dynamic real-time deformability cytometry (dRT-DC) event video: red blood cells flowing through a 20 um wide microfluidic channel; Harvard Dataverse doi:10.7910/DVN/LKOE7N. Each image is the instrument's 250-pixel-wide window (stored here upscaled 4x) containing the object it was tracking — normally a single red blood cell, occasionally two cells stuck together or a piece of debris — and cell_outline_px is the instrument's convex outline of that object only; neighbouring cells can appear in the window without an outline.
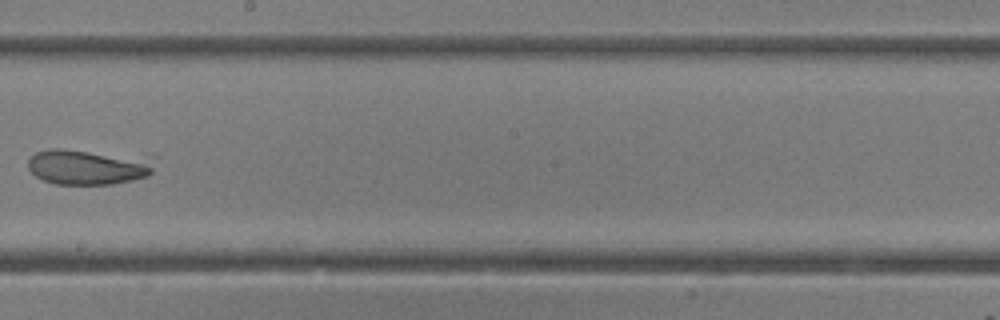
{"species": "common noctule bat (a hibernating species)", "species_latin": "Nyctalus noctula", "temperature_condition": "room temperature", "stored_images_in_passage": 30, "camera_frame_rate_fps": 3000, "um_per_image_px": 0.085, "animal": {"sex": "female"}, "frame": {"image": 1, "passage_image": 18, "time_ms": 5.667, "image_size_px": [1000, 320], "cell_outline_px": [[152, 172], [148, 176], [132, 180], [112, 184], [56, 184], [44, 180], [36, 176], [28, 168], [28, 160], [36, 152], [52, 148], [60, 148], [88, 152], [152, 164]], "centroid_in_image_um": [7.22, 14.25], "position_along_channel_um": 241.0, "area_um2": 24.04}}
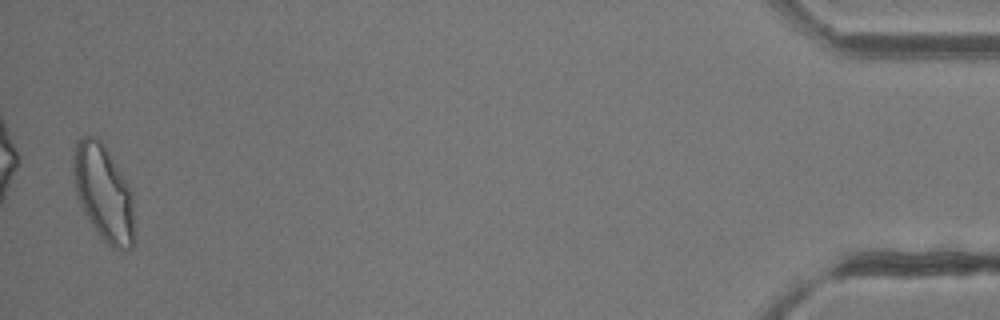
{"frame": {"image": 2, "passage_image": 30, "time_ms": 9.667, "image_size_px": [1000, 320], "cell_outline_px": [[132, 248], [112, 248], [92, 228], [80, 204], [76, 192], [72, 164], [72, 156], [76, 140], [80, 136], [96, 136], [104, 144], [132, 192]], "centroid_in_image_um": [8.74, 16.33], "position_along_channel_um": 426.5, "area_um2": 33.76}}